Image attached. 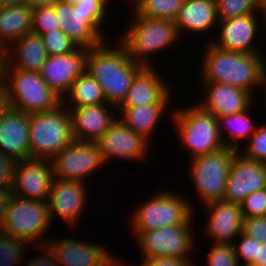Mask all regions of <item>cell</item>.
I'll return each instance as SVG.
<instances>
[{
    "label": "cell",
    "instance_id": "d6986e66",
    "mask_svg": "<svg viewBox=\"0 0 266 266\" xmlns=\"http://www.w3.org/2000/svg\"><path fill=\"white\" fill-rule=\"evenodd\" d=\"M158 72L155 66H143L133 78L119 106L170 105L171 87Z\"/></svg>",
    "mask_w": 266,
    "mask_h": 266
},
{
    "label": "cell",
    "instance_id": "f6af8a7d",
    "mask_svg": "<svg viewBox=\"0 0 266 266\" xmlns=\"http://www.w3.org/2000/svg\"><path fill=\"white\" fill-rule=\"evenodd\" d=\"M54 7L57 19L62 27V25H65V22L71 18L73 6L71 4L59 1Z\"/></svg>",
    "mask_w": 266,
    "mask_h": 266
},
{
    "label": "cell",
    "instance_id": "9a60e30c",
    "mask_svg": "<svg viewBox=\"0 0 266 266\" xmlns=\"http://www.w3.org/2000/svg\"><path fill=\"white\" fill-rule=\"evenodd\" d=\"M262 189H266V164L237 152L230 166L223 201L240 205L248 195Z\"/></svg>",
    "mask_w": 266,
    "mask_h": 266
},
{
    "label": "cell",
    "instance_id": "f907efd6",
    "mask_svg": "<svg viewBox=\"0 0 266 266\" xmlns=\"http://www.w3.org/2000/svg\"><path fill=\"white\" fill-rule=\"evenodd\" d=\"M27 3L28 0H0V9L13 7V6L26 5Z\"/></svg>",
    "mask_w": 266,
    "mask_h": 266
},
{
    "label": "cell",
    "instance_id": "9c48e42d",
    "mask_svg": "<svg viewBox=\"0 0 266 266\" xmlns=\"http://www.w3.org/2000/svg\"><path fill=\"white\" fill-rule=\"evenodd\" d=\"M237 152L234 148L225 147L189 160L190 178L202 205L223 200L230 166Z\"/></svg>",
    "mask_w": 266,
    "mask_h": 266
},
{
    "label": "cell",
    "instance_id": "d6a6232c",
    "mask_svg": "<svg viewBox=\"0 0 266 266\" xmlns=\"http://www.w3.org/2000/svg\"><path fill=\"white\" fill-rule=\"evenodd\" d=\"M215 2L218 21L258 12L261 13L259 17L260 15L265 17V13L261 6V0H215Z\"/></svg>",
    "mask_w": 266,
    "mask_h": 266
},
{
    "label": "cell",
    "instance_id": "bcb514c9",
    "mask_svg": "<svg viewBox=\"0 0 266 266\" xmlns=\"http://www.w3.org/2000/svg\"><path fill=\"white\" fill-rule=\"evenodd\" d=\"M11 195V187H0V220L2 221L5 216Z\"/></svg>",
    "mask_w": 266,
    "mask_h": 266
},
{
    "label": "cell",
    "instance_id": "5b68a950",
    "mask_svg": "<svg viewBox=\"0 0 266 266\" xmlns=\"http://www.w3.org/2000/svg\"><path fill=\"white\" fill-rule=\"evenodd\" d=\"M73 140L71 115L63 102L50 111L30 114L29 158L51 161Z\"/></svg>",
    "mask_w": 266,
    "mask_h": 266
},
{
    "label": "cell",
    "instance_id": "6da1fadb",
    "mask_svg": "<svg viewBox=\"0 0 266 266\" xmlns=\"http://www.w3.org/2000/svg\"><path fill=\"white\" fill-rule=\"evenodd\" d=\"M200 83H222L246 90L253 96L262 87L266 59L261 53H241L221 50L206 43Z\"/></svg>",
    "mask_w": 266,
    "mask_h": 266
},
{
    "label": "cell",
    "instance_id": "f1b7e54d",
    "mask_svg": "<svg viewBox=\"0 0 266 266\" xmlns=\"http://www.w3.org/2000/svg\"><path fill=\"white\" fill-rule=\"evenodd\" d=\"M252 106L253 104L248 109L234 115L218 118L221 137L226 147L239 150L241 146L238 141H246L255 132L257 125L255 126L252 123L251 116L249 115V112L251 113L252 111ZM224 130L228 132L227 134L230 139H225L226 135H223L225 133L223 132Z\"/></svg>",
    "mask_w": 266,
    "mask_h": 266
},
{
    "label": "cell",
    "instance_id": "277c9868",
    "mask_svg": "<svg viewBox=\"0 0 266 266\" xmlns=\"http://www.w3.org/2000/svg\"><path fill=\"white\" fill-rule=\"evenodd\" d=\"M171 117L181 145L186 148L188 154L191 153L190 159L226 147L221 137L218 119L199 104L174 109Z\"/></svg>",
    "mask_w": 266,
    "mask_h": 266
},
{
    "label": "cell",
    "instance_id": "52a82bcc",
    "mask_svg": "<svg viewBox=\"0 0 266 266\" xmlns=\"http://www.w3.org/2000/svg\"><path fill=\"white\" fill-rule=\"evenodd\" d=\"M3 81L14 109L31 114L50 111L62 103L38 72L4 68Z\"/></svg>",
    "mask_w": 266,
    "mask_h": 266
},
{
    "label": "cell",
    "instance_id": "7bdbcfd3",
    "mask_svg": "<svg viewBox=\"0 0 266 266\" xmlns=\"http://www.w3.org/2000/svg\"><path fill=\"white\" fill-rule=\"evenodd\" d=\"M192 259L165 256L142 260L141 266H195Z\"/></svg>",
    "mask_w": 266,
    "mask_h": 266
},
{
    "label": "cell",
    "instance_id": "4316f807",
    "mask_svg": "<svg viewBox=\"0 0 266 266\" xmlns=\"http://www.w3.org/2000/svg\"><path fill=\"white\" fill-rule=\"evenodd\" d=\"M169 105L118 106L119 118L134 132L142 134L149 141L155 128Z\"/></svg>",
    "mask_w": 266,
    "mask_h": 266
},
{
    "label": "cell",
    "instance_id": "ab89813d",
    "mask_svg": "<svg viewBox=\"0 0 266 266\" xmlns=\"http://www.w3.org/2000/svg\"><path fill=\"white\" fill-rule=\"evenodd\" d=\"M243 218L262 217L266 215V189L248 195L240 204Z\"/></svg>",
    "mask_w": 266,
    "mask_h": 266
},
{
    "label": "cell",
    "instance_id": "e0dca14e",
    "mask_svg": "<svg viewBox=\"0 0 266 266\" xmlns=\"http://www.w3.org/2000/svg\"><path fill=\"white\" fill-rule=\"evenodd\" d=\"M85 183L87 182L54 178L47 199L52 222L59 216L70 227L79 224L78 220L87 203L88 188Z\"/></svg>",
    "mask_w": 266,
    "mask_h": 266
},
{
    "label": "cell",
    "instance_id": "816d5d0a",
    "mask_svg": "<svg viewBox=\"0 0 266 266\" xmlns=\"http://www.w3.org/2000/svg\"><path fill=\"white\" fill-rule=\"evenodd\" d=\"M5 62V49L0 45V81L3 80Z\"/></svg>",
    "mask_w": 266,
    "mask_h": 266
},
{
    "label": "cell",
    "instance_id": "db71d44e",
    "mask_svg": "<svg viewBox=\"0 0 266 266\" xmlns=\"http://www.w3.org/2000/svg\"><path fill=\"white\" fill-rule=\"evenodd\" d=\"M5 234L3 221L0 220V238Z\"/></svg>",
    "mask_w": 266,
    "mask_h": 266
},
{
    "label": "cell",
    "instance_id": "7dc6e473",
    "mask_svg": "<svg viewBox=\"0 0 266 266\" xmlns=\"http://www.w3.org/2000/svg\"><path fill=\"white\" fill-rule=\"evenodd\" d=\"M10 103L6 86L3 80L0 81V120L4 116L5 112L9 109Z\"/></svg>",
    "mask_w": 266,
    "mask_h": 266
},
{
    "label": "cell",
    "instance_id": "6f0895ef",
    "mask_svg": "<svg viewBox=\"0 0 266 266\" xmlns=\"http://www.w3.org/2000/svg\"><path fill=\"white\" fill-rule=\"evenodd\" d=\"M263 19L265 20V21H264V22H265V24H264V25H266V13H265V17H264Z\"/></svg>",
    "mask_w": 266,
    "mask_h": 266
},
{
    "label": "cell",
    "instance_id": "74e56055",
    "mask_svg": "<svg viewBox=\"0 0 266 266\" xmlns=\"http://www.w3.org/2000/svg\"><path fill=\"white\" fill-rule=\"evenodd\" d=\"M236 239H239V242L236 243L237 240H235L232 244L234 246L238 265H251L254 262V259L258 258L259 241L253 237L245 235L243 232Z\"/></svg>",
    "mask_w": 266,
    "mask_h": 266
},
{
    "label": "cell",
    "instance_id": "ffe728a7",
    "mask_svg": "<svg viewBox=\"0 0 266 266\" xmlns=\"http://www.w3.org/2000/svg\"><path fill=\"white\" fill-rule=\"evenodd\" d=\"M112 108L117 109L109 103L68 108L71 115L73 139L96 142L118 118L116 117L118 110Z\"/></svg>",
    "mask_w": 266,
    "mask_h": 266
},
{
    "label": "cell",
    "instance_id": "d4e9b609",
    "mask_svg": "<svg viewBox=\"0 0 266 266\" xmlns=\"http://www.w3.org/2000/svg\"><path fill=\"white\" fill-rule=\"evenodd\" d=\"M174 22L180 37L182 31L209 33L218 25L215 0H185Z\"/></svg>",
    "mask_w": 266,
    "mask_h": 266
},
{
    "label": "cell",
    "instance_id": "d590c367",
    "mask_svg": "<svg viewBox=\"0 0 266 266\" xmlns=\"http://www.w3.org/2000/svg\"><path fill=\"white\" fill-rule=\"evenodd\" d=\"M62 29L54 6L32 8V32L43 35L47 32Z\"/></svg>",
    "mask_w": 266,
    "mask_h": 266
},
{
    "label": "cell",
    "instance_id": "8992f818",
    "mask_svg": "<svg viewBox=\"0 0 266 266\" xmlns=\"http://www.w3.org/2000/svg\"><path fill=\"white\" fill-rule=\"evenodd\" d=\"M178 192L160 191L132 212L134 233H145L162 227L185 224L194 213V205Z\"/></svg>",
    "mask_w": 266,
    "mask_h": 266
},
{
    "label": "cell",
    "instance_id": "c3c4849f",
    "mask_svg": "<svg viewBox=\"0 0 266 266\" xmlns=\"http://www.w3.org/2000/svg\"><path fill=\"white\" fill-rule=\"evenodd\" d=\"M251 265H266V243L259 242L258 258H255Z\"/></svg>",
    "mask_w": 266,
    "mask_h": 266
},
{
    "label": "cell",
    "instance_id": "b9f144b4",
    "mask_svg": "<svg viewBox=\"0 0 266 266\" xmlns=\"http://www.w3.org/2000/svg\"><path fill=\"white\" fill-rule=\"evenodd\" d=\"M17 161L0 151V187H11Z\"/></svg>",
    "mask_w": 266,
    "mask_h": 266
},
{
    "label": "cell",
    "instance_id": "44dd1931",
    "mask_svg": "<svg viewBox=\"0 0 266 266\" xmlns=\"http://www.w3.org/2000/svg\"><path fill=\"white\" fill-rule=\"evenodd\" d=\"M207 213V234L213 243H233L243 230L241 206L223 200L204 204Z\"/></svg>",
    "mask_w": 266,
    "mask_h": 266
},
{
    "label": "cell",
    "instance_id": "3957f363",
    "mask_svg": "<svg viewBox=\"0 0 266 266\" xmlns=\"http://www.w3.org/2000/svg\"><path fill=\"white\" fill-rule=\"evenodd\" d=\"M133 13L130 19L133 21L128 22L127 29L118 39L133 61L146 67L154 66L148 57L177 44L180 40L177 27L172 20L146 18Z\"/></svg>",
    "mask_w": 266,
    "mask_h": 266
},
{
    "label": "cell",
    "instance_id": "681fc988",
    "mask_svg": "<svg viewBox=\"0 0 266 266\" xmlns=\"http://www.w3.org/2000/svg\"><path fill=\"white\" fill-rule=\"evenodd\" d=\"M60 0H28V5L31 8L44 7V6H55Z\"/></svg>",
    "mask_w": 266,
    "mask_h": 266
},
{
    "label": "cell",
    "instance_id": "f5cc1de1",
    "mask_svg": "<svg viewBox=\"0 0 266 266\" xmlns=\"http://www.w3.org/2000/svg\"><path fill=\"white\" fill-rule=\"evenodd\" d=\"M62 2L68 3V4H76L77 2H81V0H60Z\"/></svg>",
    "mask_w": 266,
    "mask_h": 266
},
{
    "label": "cell",
    "instance_id": "83f0119b",
    "mask_svg": "<svg viewBox=\"0 0 266 266\" xmlns=\"http://www.w3.org/2000/svg\"><path fill=\"white\" fill-rule=\"evenodd\" d=\"M62 102L68 104H65L66 107L68 106L67 108L107 103L103 89L87 70L73 82L69 93L63 98Z\"/></svg>",
    "mask_w": 266,
    "mask_h": 266
},
{
    "label": "cell",
    "instance_id": "e575fe53",
    "mask_svg": "<svg viewBox=\"0 0 266 266\" xmlns=\"http://www.w3.org/2000/svg\"><path fill=\"white\" fill-rule=\"evenodd\" d=\"M40 36L49 56L69 54L79 47L62 29L50 31Z\"/></svg>",
    "mask_w": 266,
    "mask_h": 266
},
{
    "label": "cell",
    "instance_id": "7c38bea8",
    "mask_svg": "<svg viewBox=\"0 0 266 266\" xmlns=\"http://www.w3.org/2000/svg\"><path fill=\"white\" fill-rule=\"evenodd\" d=\"M96 142L105 163L111 161L110 159L124 161L145 159L150 144L147 138L130 129L119 116Z\"/></svg>",
    "mask_w": 266,
    "mask_h": 266
},
{
    "label": "cell",
    "instance_id": "8d00e7d4",
    "mask_svg": "<svg viewBox=\"0 0 266 266\" xmlns=\"http://www.w3.org/2000/svg\"><path fill=\"white\" fill-rule=\"evenodd\" d=\"M248 142L245 150L240 148L238 152L249 160L266 164V123L256 127Z\"/></svg>",
    "mask_w": 266,
    "mask_h": 266
},
{
    "label": "cell",
    "instance_id": "11a10c76",
    "mask_svg": "<svg viewBox=\"0 0 266 266\" xmlns=\"http://www.w3.org/2000/svg\"><path fill=\"white\" fill-rule=\"evenodd\" d=\"M262 87L264 88L263 90H266V70L263 75V80H262Z\"/></svg>",
    "mask_w": 266,
    "mask_h": 266
},
{
    "label": "cell",
    "instance_id": "1f68e13d",
    "mask_svg": "<svg viewBox=\"0 0 266 266\" xmlns=\"http://www.w3.org/2000/svg\"><path fill=\"white\" fill-rule=\"evenodd\" d=\"M61 28L79 47L90 49L104 41L84 19L70 18Z\"/></svg>",
    "mask_w": 266,
    "mask_h": 266
},
{
    "label": "cell",
    "instance_id": "8fae6325",
    "mask_svg": "<svg viewBox=\"0 0 266 266\" xmlns=\"http://www.w3.org/2000/svg\"><path fill=\"white\" fill-rule=\"evenodd\" d=\"M51 163L54 178L81 182H87V176L105 165L97 142L76 140L59 152Z\"/></svg>",
    "mask_w": 266,
    "mask_h": 266
},
{
    "label": "cell",
    "instance_id": "7a4b0ae2",
    "mask_svg": "<svg viewBox=\"0 0 266 266\" xmlns=\"http://www.w3.org/2000/svg\"><path fill=\"white\" fill-rule=\"evenodd\" d=\"M118 42L112 47L104 40L88 49L86 57V70L103 89L106 102L115 107L124 101L133 78L143 67L133 61L125 46Z\"/></svg>",
    "mask_w": 266,
    "mask_h": 266
},
{
    "label": "cell",
    "instance_id": "4fadbf2b",
    "mask_svg": "<svg viewBox=\"0 0 266 266\" xmlns=\"http://www.w3.org/2000/svg\"><path fill=\"white\" fill-rule=\"evenodd\" d=\"M53 180L50 160L29 158L17 161L11 193L25 199L47 201Z\"/></svg>",
    "mask_w": 266,
    "mask_h": 266
},
{
    "label": "cell",
    "instance_id": "484cf974",
    "mask_svg": "<svg viewBox=\"0 0 266 266\" xmlns=\"http://www.w3.org/2000/svg\"><path fill=\"white\" fill-rule=\"evenodd\" d=\"M29 32H32V8L28 4L0 9V45L5 50Z\"/></svg>",
    "mask_w": 266,
    "mask_h": 266
},
{
    "label": "cell",
    "instance_id": "60d3db41",
    "mask_svg": "<svg viewBox=\"0 0 266 266\" xmlns=\"http://www.w3.org/2000/svg\"><path fill=\"white\" fill-rule=\"evenodd\" d=\"M242 232L260 243H266V216L244 218Z\"/></svg>",
    "mask_w": 266,
    "mask_h": 266
},
{
    "label": "cell",
    "instance_id": "2e32d148",
    "mask_svg": "<svg viewBox=\"0 0 266 266\" xmlns=\"http://www.w3.org/2000/svg\"><path fill=\"white\" fill-rule=\"evenodd\" d=\"M87 52L88 48L78 47L69 54L48 56L43 64L40 76L62 100L73 82L86 70Z\"/></svg>",
    "mask_w": 266,
    "mask_h": 266
},
{
    "label": "cell",
    "instance_id": "ee69618b",
    "mask_svg": "<svg viewBox=\"0 0 266 266\" xmlns=\"http://www.w3.org/2000/svg\"><path fill=\"white\" fill-rule=\"evenodd\" d=\"M38 248L43 253L32 260L29 259L26 266H60L55 253L47 244L39 245Z\"/></svg>",
    "mask_w": 266,
    "mask_h": 266
},
{
    "label": "cell",
    "instance_id": "836d02e7",
    "mask_svg": "<svg viewBox=\"0 0 266 266\" xmlns=\"http://www.w3.org/2000/svg\"><path fill=\"white\" fill-rule=\"evenodd\" d=\"M27 242L4 234L0 238V266H15L25 255Z\"/></svg>",
    "mask_w": 266,
    "mask_h": 266
},
{
    "label": "cell",
    "instance_id": "30bf717a",
    "mask_svg": "<svg viewBox=\"0 0 266 266\" xmlns=\"http://www.w3.org/2000/svg\"><path fill=\"white\" fill-rule=\"evenodd\" d=\"M193 218L194 215L185 224L135 233V240L143 253L142 260L165 256L191 259L189 253L195 244L192 231Z\"/></svg>",
    "mask_w": 266,
    "mask_h": 266
},
{
    "label": "cell",
    "instance_id": "5bb4252c",
    "mask_svg": "<svg viewBox=\"0 0 266 266\" xmlns=\"http://www.w3.org/2000/svg\"><path fill=\"white\" fill-rule=\"evenodd\" d=\"M49 239L51 240L47 245L55 253L60 266H127L121 258L111 255L101 244L69 237Z\"/></svg>",
    "mask_w": 266,
    "mask_h": 266
},
{
    "label": "cell",
    "instance_id": "ac0fdd59",
    "mask_svg": "<svg viewBox=\"0 0 266 266\" xmlns=\"http://www.w3.org/2000/svg\"><path fill=\"white\" fill-rule=\"evenodd\" d=\"M258 14L254 13L218 21V36L216 39H211L210 43L225 51L248 54L260 53L258 51L259 46L254 45L257 29H259L258 26L260 25Z\"/></svg>",
    "mask_w": 266,
    "mask_h": 266
},
{
    "label": "cell",
    "instance_id": "603a6c76",
    "mask_svg": "<svg viewBox=\"0 0 266 266\" xmlns=\"http://www.w3.org/2000/svg\"><path fill=\"white\" fill-rule=\"evenodd\" d=\"M30 114L9 107L0 120V151L16 161L29 159Z\"/></svg>",
    "mask_w": 266,
    "mask_h": 266
},
{
    "label": "cell",
    "instance_id": "f546056e",
    "mask_svg": "<svg viewBox=\"0 0 266 266\" xmlns=\"http://www.w3.org/2000/svg\"><path fill=\"white\" fill-rule=\"evenodd\" d=\"M109 1L111 0H81L72 5L71 18L84 19L104 40H108L101 27L106 19Z\"/></svg>",
    "mask_w": 266,
    "mask_h": 266
},
{
    "label": "cell",
    "instance_id": "9f6ffc18",
    "mask_svg": "<svg viewBox=\"0 0 266 266\" xmlns=\"http://www.w3.org/2000/svg\"><path fill=\"white\" fill-rule=\"evenodd\" d=\"M261 6L264 13H266V0H261Z\"/></svg>",
    "mask_w": 266,
    "mask_h": 266
},
{
    "label": "cell",
    "instance_id": "f35d334b",
    "mask_svg": "<svg viewBox=\"0 0 266 266\" xmlns=\"http://www.w3.org/2000/svg\"><path fill=\"white\" fill-rule=\"evenodd\" d=\"M207 254V266H239L232 243H213Z\"/></svg>",
    "mask_w": 266,
    "mask_h": 266
},
{
    "label": "cell",
    "instance_id": "4dcf8cb0",
    "mask_svg": "<svg viewBox=\"0 0 266 266\" xmlns=\"http://www.w3.org/2000/svg\"><path fill=\"white\" fill-rule=\"evenodd\" d=\"M134 11L146 18L174 21L185 0H135Z\"/></svg>",
    "mask_w": 266,
    "mask_h": 266
},
{
    "label": "cell",
    "instance_id": "7402d4cb",
    "mask_svg": "<svg viewBox=\"0 0 266 266\" xmlns=\"http://www.w3.org/2000/svg\"><path fill=\"white\" fill-rule=\"evenodd\" d=\"M201 84L206 95L199 105L217 119L242 112L254 103V96L242 88L222 83Z\"/></svg>",
    "mask_w": 266,
    "mask_h": 266
},
{
    "label": "cell",
    "instance_id": "cb8c5ba5",
    "mask_svg": "<svg viewBox=\"0 0 266 266\" xmlns=\"http://www.w3.org/2000/svg\"><path fill=\"white\" fill-rule=\"evenodd\" d=\"M47 51L39 34L29 32L13 42L5 50L4 68L40 72L48 58Z\"/></svg>",
    "mask_w": 266,
    "mask_h": 266
},
{
    "label": "cell",
    "instance_id": "ba28073f",
    "mask_svg": "<svg viewBox=\"0 0 266 266\" xmlns=\"http://www.w3.org/2000/svg\"><path fill=\"white\" fill-rule=\"evenodd\" d=\"M52 223L47 201L30 200L11 195L3 218L6 235L27 243L36 242V247L45 245L50 239L44 240L42 237Z\"/></svg>",
    "mask_w": 266,
    "mask_h": 266
}]
</instances>
